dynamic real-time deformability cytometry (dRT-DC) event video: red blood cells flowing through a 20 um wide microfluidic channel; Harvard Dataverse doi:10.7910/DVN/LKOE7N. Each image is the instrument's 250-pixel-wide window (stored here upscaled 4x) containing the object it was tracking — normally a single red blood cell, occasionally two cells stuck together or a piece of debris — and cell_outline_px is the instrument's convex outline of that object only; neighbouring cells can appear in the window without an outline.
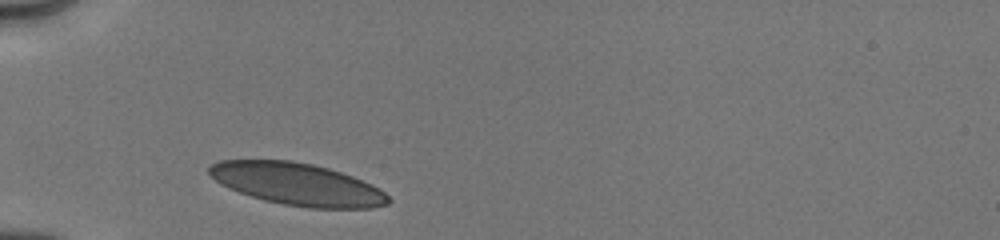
{"species": "human", "species_latin": "Homo sapiens", "temperature_condition": "cold", "stored_images_in_passage": 8, "camera_frame_rate_fps": 3000, "um_per_image_px": 0.085, "donor": {"sex": "male"}, "frame": {"image": 1, "passage_image": 1, "time_ms": 0.0, "image_size_px": [1000, 240], "cell_outline_px": [[392, 200], [388, 204], [372, 208], [308, 208], [284, 204], [264, 200], [240, 192], [208, 176], [208, 168], [212, 164], [220, 160], [292, 160], [312, 164], [328, 168], [352, 176], [372, 184], [380, 188]], "centroid_in_image_um": [25.3, 15.65], "position_along_channel_um": 59.7, "area_um2": 43.87}}
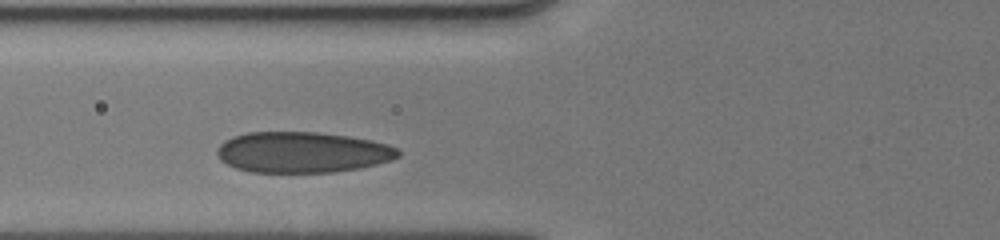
{"frame": {"image": 2, "passage_image": 5, "time_ms": 1.333, "image_size_px": [1000, 240], "cell_outline_px": [[400, 156], [392, 160], [376, 164], [336, 172], [252, 172], [236, 168], [220, 160], [216, 152], [216, 148], [224, 140], [232, 136], [248, 132], [316, 132], [348, 136], [372, 140], [388, 144], [400, 148]], "centroid_in_image_um": [25.7, 12.93], "position_along_channel_um": 100.1, "area_um2": 43.29}}